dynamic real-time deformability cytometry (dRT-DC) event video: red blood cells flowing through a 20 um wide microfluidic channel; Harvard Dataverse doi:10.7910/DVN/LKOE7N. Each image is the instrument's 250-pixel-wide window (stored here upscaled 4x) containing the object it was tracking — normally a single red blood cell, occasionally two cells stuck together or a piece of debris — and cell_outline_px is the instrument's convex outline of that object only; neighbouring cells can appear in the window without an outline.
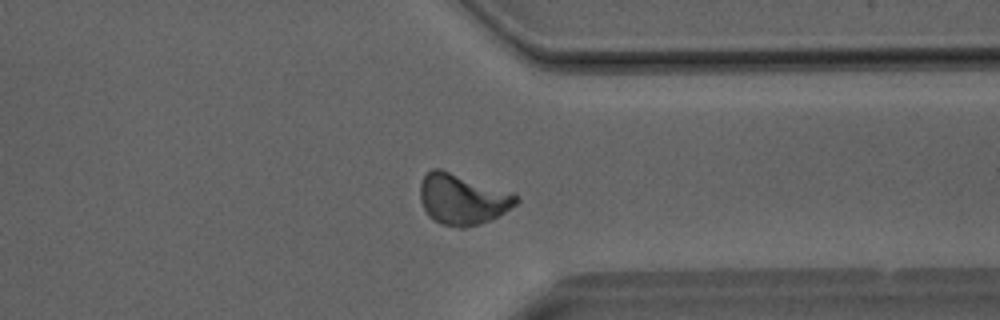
{"species": "Egyptian fruit bat (a non-hibernating species)", "species_latin": "Rousettus aegyptiacus", "temperature_condition": "room temperature", "stored_images_in_passage": 42, "segment_of_instrument_passage": [1, 2], "camera_frame_rate_fps": 3000, "um_per_image_px": 0.085, "animal": {"sex": "male"}, "frame": {"image": 1, "passage_image": 32, "time_ms": 10.333, "image_size_px": [1000, 320], "cell_outline_px": [[520, 200], [516, 204], [492, 220], [480, 224], [464, 228], [460, 228], [440, 224], [428, 216], [420, 200], [420, 184], [424, 176], [432, 168], [440, 168], [516, 192], [520, 196]], "centroid_in_image_um": [39.35, 16.92], "position_along_channel_um": 372.1, "area_um2": 29.02}}
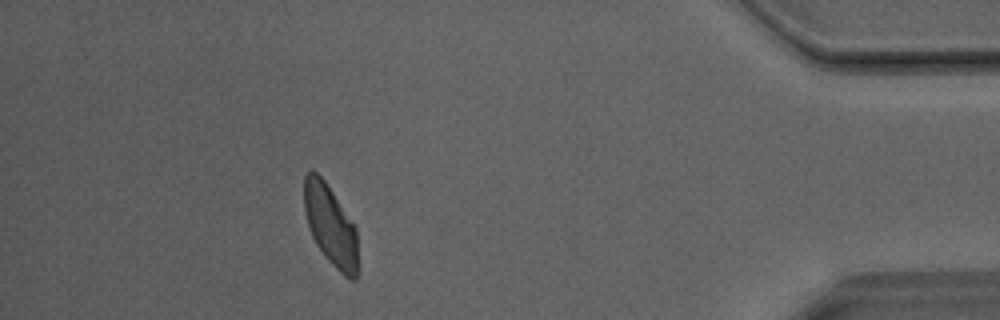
{"frame": {"image": 2, "passage_image": 37, "time_ms": 12.0, "image_size_px": [1000, 320], "cell_outline_px": [[356, 280], [348, 280], [328, 260], [316, 244], [312, 236], [304, 212], [304, 176], [312, 168], [324, 180], [356, 228]], "centroid_in_image_um": [28.06, 19.14], "position_along_channel_um": 407.1, "area_um2": 24.74}}